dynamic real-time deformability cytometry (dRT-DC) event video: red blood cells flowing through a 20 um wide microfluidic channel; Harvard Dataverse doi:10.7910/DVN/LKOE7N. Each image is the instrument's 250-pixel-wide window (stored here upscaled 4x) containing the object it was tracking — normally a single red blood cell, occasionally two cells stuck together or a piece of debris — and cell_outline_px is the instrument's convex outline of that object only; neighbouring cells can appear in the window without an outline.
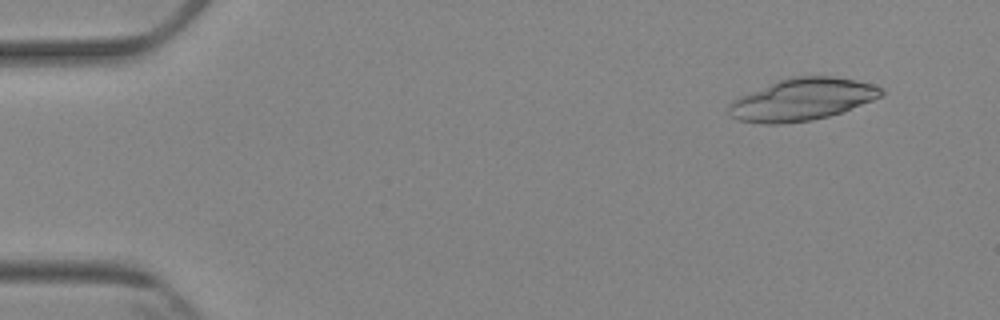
{"species": "Egyptian fruit bat (a non-hibernating species)", "species_latin": "Rousettus aegyptiacus", "temperature_condition": "cold", "stored_images_in_passage": 4, "camera_frame_rate_fps": 3000, "um_per_image_px": 0.085, "animal": {"sex": "female"}, "frame": {"image": 1, "passage_image": 2, "time_ms": 1.333, "image_size_px": [1000, 320], "cell_outline_px": [[884, 92], [880, 96], [872, 100], [844, 112], [812, 120], [780, 124], [760, 124], [740, 120], [732, 116], [728, 112], [728, 104], [732, 100], [740, 96], [776, 80], [792, 76], [832, 76], [856, 80], [872, 84], [884, 88]], "centroid_in_image_um": [68.17, 8.45], "position_along_channel_um": 16.8, "area_um2": 37.57}}